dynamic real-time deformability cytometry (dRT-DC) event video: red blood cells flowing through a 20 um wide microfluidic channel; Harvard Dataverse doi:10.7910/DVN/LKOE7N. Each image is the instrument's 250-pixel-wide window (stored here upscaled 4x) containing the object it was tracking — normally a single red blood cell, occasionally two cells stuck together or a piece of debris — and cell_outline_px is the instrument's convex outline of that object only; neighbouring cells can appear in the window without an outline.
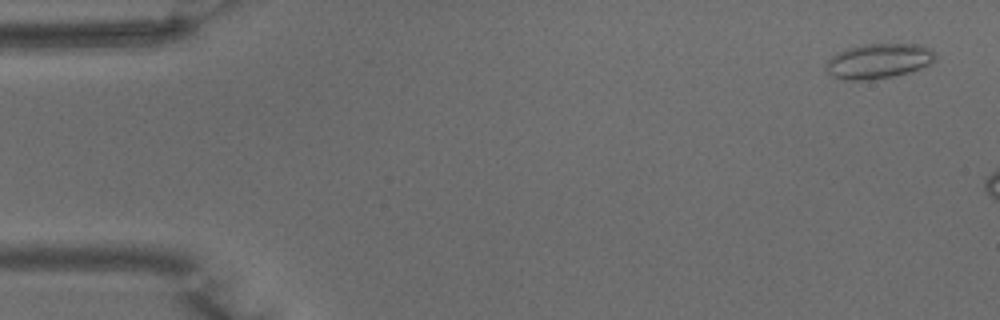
{"species": "common noctule bat (a hibernating species)", "species_latin": "Nyctalus noctula", "temperature_condition": "warm", "stored_images_in_passage": 7, "camera_frame_rate_fps": 3000, "um_per_image_px": 0.085, "animal": {"sex": "male", "body_mass_g": 15.6}, "frame": {"image": 1, "passage_image": 2, "time_ms": 0.333, "image_size_px": [1000, 320], "cell_outline_px": [[936, 60], [920, 68], [908, 72], [892, 76], [864, 80], [844, 80], [832, 76], [828, 72], [828, 60], [836, 52], [848, 48], [864, 44], [924, 44], [936, 52]], "centroid_in_image_um": [74.72, 5.17], "position_along_channel_um": 10.3, "area_um2": 22.14}}